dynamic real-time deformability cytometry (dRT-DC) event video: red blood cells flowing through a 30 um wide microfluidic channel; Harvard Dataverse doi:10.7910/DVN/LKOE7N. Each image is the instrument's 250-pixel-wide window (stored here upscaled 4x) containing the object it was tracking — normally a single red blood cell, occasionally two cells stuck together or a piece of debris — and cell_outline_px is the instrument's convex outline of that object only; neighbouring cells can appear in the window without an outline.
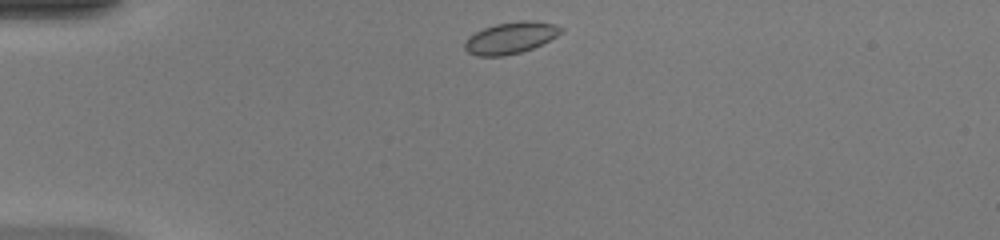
{"species": "common noctule bat (a hibernating species)", "species_latin": "Nyctalus noctula", "temperature_condition": "warm", "stored_images_in_passage": 38, "camera_frame_rate_fps": 3000, "um_per_image_px": 0.085, "animal": {"sex": "female", "body_mass_g": 20.0, "forearm_length_mm": 54.0}, "frame": {"image": 1, "passage_image": 1, "time_ms": 0.0, "image_size_px": [1000, 240], "cell_outline_px": [[564, 32], [532, 48], [520, 52], [504, 56], [476, 56], [468, 52], [464, 48], [464, 44], [468, 36], [484, 28], [496, 24], [520, 20], [532, 20], [556, 24], [564, 28]], "centroid_in_image_um": [43.41, 3.2], "position_along_channel_um": 41.6, "area_um2": 17.74}}
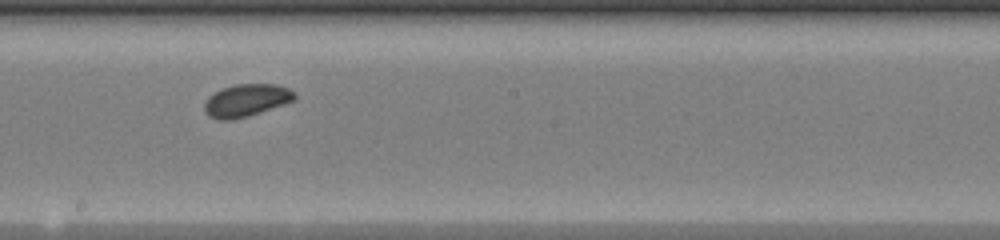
{"frame": {"image": 2, "passage_image": 17, "time_ms": 5.333, "image_size_px": [1000, 240], "cell_outline_px": [[296, 100], [248, 116], [232, 120], [216, 120], [208, 116], [204, 112], [204, 100], [208, 96], [224, 88], [236, 84], [276, 84], [288, 88], [296, 92]], "centroid_in_image_um": [20.92, 8.54], "position_along_channel_um": 227.3, "area_um2": 17.22}}
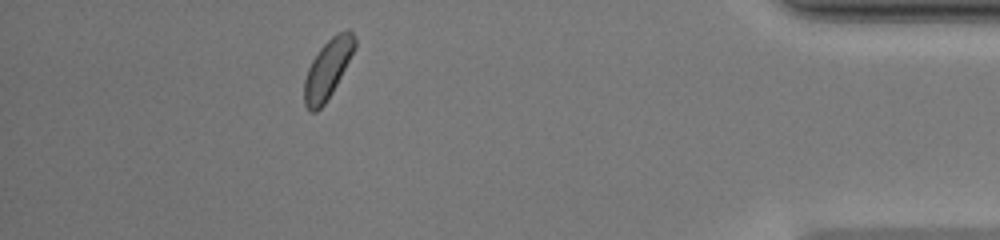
{"frame": {"image": 3, "passage_image": 33, "time_ms": 10.667, "image_size_px": [1000, 240], "cell_outline_px": [[356, 44], [332, 92], [324, 104], [316, 112], [308, 112], [304, 104], [304, 80], [308, 68], [312, 60], [320, 48], [332, 36], [348, 28], [352, 32], [356, 40]], "centroid_in_image_um": [27.81, 5.88], "position_along_channel_um": 407.4, "area_um2": 16.94}, "authors_computed_cell_mechanics": {"area_um2": 16.8776, "velocity_mm_per_s": 4.2003, "shape_relaxation_time_tau1_ms": 2.9993, "shape_relaxation_time_tau2_ms": null, "deformation_change_tau1": 0.0532, "deformation_change_tau2": null}}